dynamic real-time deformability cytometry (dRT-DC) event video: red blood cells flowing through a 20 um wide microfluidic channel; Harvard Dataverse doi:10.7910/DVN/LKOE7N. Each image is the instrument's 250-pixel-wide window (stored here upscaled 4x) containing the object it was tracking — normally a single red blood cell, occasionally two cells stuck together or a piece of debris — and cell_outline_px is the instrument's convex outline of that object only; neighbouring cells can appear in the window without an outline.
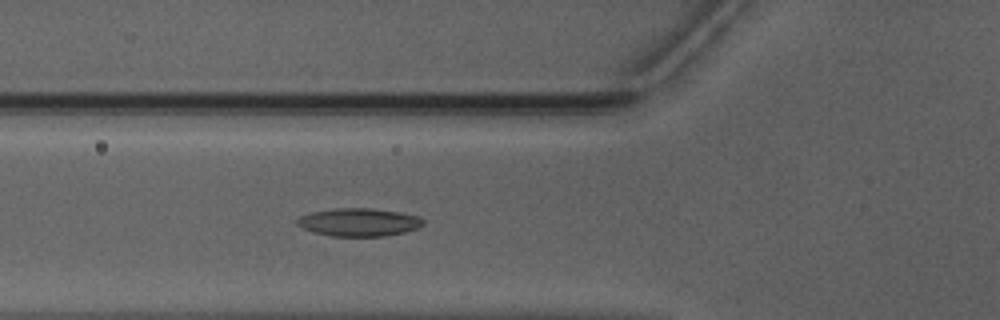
{"species": "Egyptian fruit bat (a non-hibernating species)", "species_latin": "Rousettus aegyptiacus", "temperature_condition": "warm", "stored_images_in_passage": 19, "camera_frame_rate_fps": 3000, "um_per_image_px": 0.085, "animal": {"sex": "male"}, "frame": {"image": 1, "passage_image": 7, "time_ms": 2.0, "image_size_px": [1000, 320], "cell_outline_px": [[424, 224], [416, 228], [404, 232], [384, 236], [328, 236], [312, 232], [296, 224], [296, 220], [300, 216], [312, 212], [336, 208], [372, 208], [400, 212], [420, 216], [424, 220]], "centroid_in_image_um": [30.5, 18.88], "position_along_channel_um": 95.3, "area_um2": 20.63}}
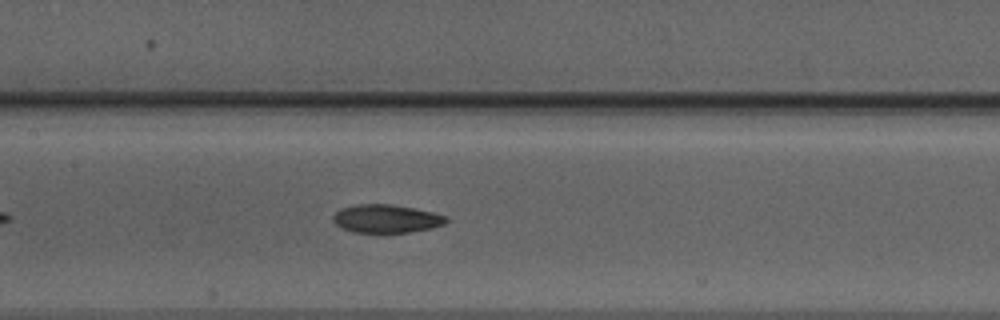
{"frame": {"image": 2, "passage_image": 13, "time_ms": 4.0, "image_size_px": [1000, 320], "cell_outline_px": [[448, 220], [444, 224], [432, 228], [408, 232], [352, 232], [336, 224], [332, 220], [332, 216], [340, 208], [356, 204], [392, 204], [432, 212], [444, 216]], "centroid_in_image_um": [32.8, 18.58], "position_along_channel_um": 174.6, "area_um2": 18.44}}
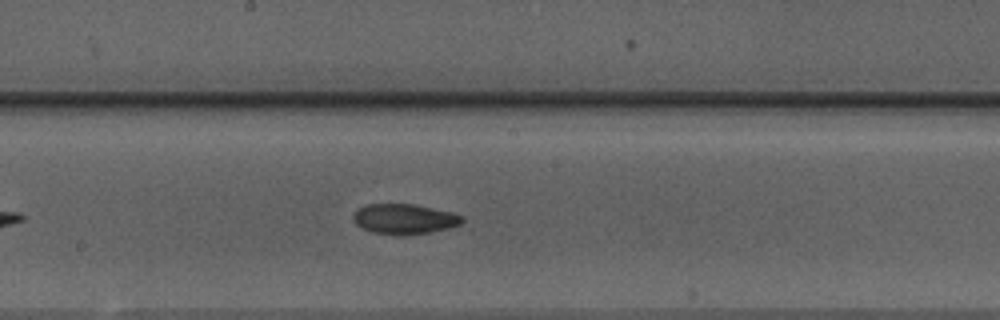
{"frame": {"image": 3, "passage_image": 16, "time_ms": 5.0, "image_size_px": [1000, 320], "cell_outline_px": [[464, 220], [460, 224], [448, 228], [408, 236], [404, 236], [372, 232], [356, 224], [352, 220], [352, 216], [356, 208], [368, 204], [412, 204], [452, 212], [464, 216]], "centroid_in_image_um": [34.35, 18.61], "position_along_channel_um": 213.9, "area_um2": 19.25}}